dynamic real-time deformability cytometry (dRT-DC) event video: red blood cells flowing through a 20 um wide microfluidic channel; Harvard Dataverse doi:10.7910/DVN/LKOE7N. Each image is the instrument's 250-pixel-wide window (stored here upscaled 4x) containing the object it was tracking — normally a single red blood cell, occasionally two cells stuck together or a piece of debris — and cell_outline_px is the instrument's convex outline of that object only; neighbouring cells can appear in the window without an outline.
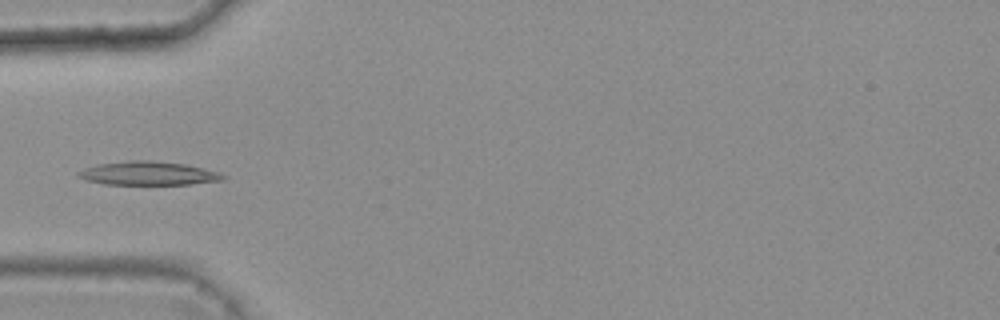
{"species": "common noctule bat (a hibernating species)", "species_latin": "Nyctalus noctula", "temperature_condition": "warm", "stored_images_in_passage": 4, "camera_frame_rate_fps": 3000, "um_per_image_px": 0.085, "animal": {"sex": "female", "body_mass_g": 25.1}, "frame": {"image": 1, "passage_image": 4, "time_ms": 1.0, "image_size_px": [1000, 320], "cell_outline_px": [[228, 176], [224, 180], [192, 184], [104, 184], [84, 180], [76, 176], [76, 172], [84, 168], [96, 164], [128, 160], [148, 160], [184, 164], [220, 172]], "centroid_in_image_um": [12.57, 14.73], "position_along_channel_um": 72.4, "area_um2": 20.11}}